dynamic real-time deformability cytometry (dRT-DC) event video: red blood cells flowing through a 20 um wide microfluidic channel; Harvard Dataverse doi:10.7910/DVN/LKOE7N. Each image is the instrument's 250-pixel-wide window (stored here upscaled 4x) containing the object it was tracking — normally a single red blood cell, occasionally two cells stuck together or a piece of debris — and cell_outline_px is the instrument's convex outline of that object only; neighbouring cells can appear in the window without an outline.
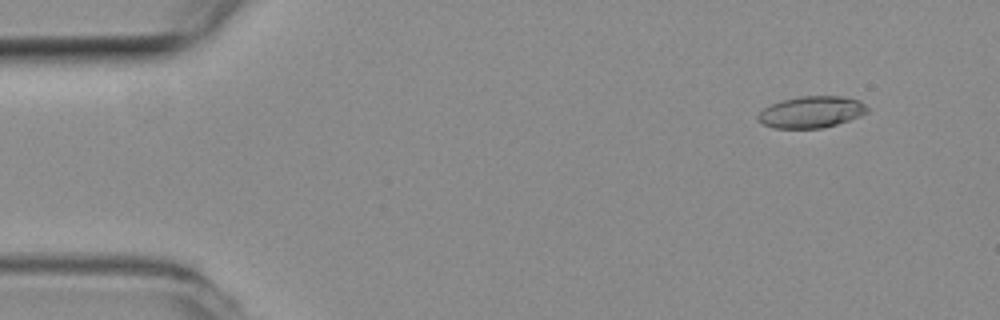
{"species": "common noctule bat (a hibernating species)", "species_latin": "Nyctalus noctula", "temperature_condition": "room temperature", "stored_images_in_passage": 54, "camera_frame_rate_fps": 3000, "um_per_image_px": 0.085, "animal": {"sex": "female", "body_mass_g": 19.3, "forearm_length_mm": 54.1}, "frame": {"image": 1, "passage_image": 5, "time_ms": 1.333, "image_size_px": [1000, 320], "cell_outline_px": [[868, 112], [860, 116], [836, 124], [820, 128], [776, 128], [764, 124], [756, 116], [764, 108], [780, 100], [800, 96], [840, 96], [860, 100], [868, 108]], "centroid_in_image_um": [68.98, 9.51], "position_along_channel_um": 16.0, "area_um2": 19.94}}
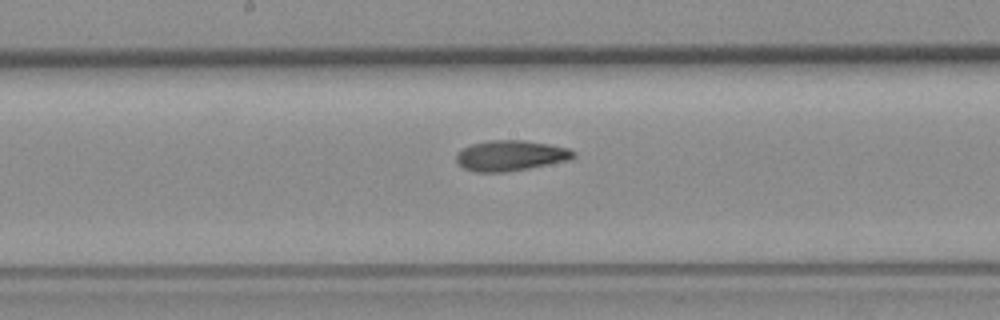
{"frame": {"image": 2, "passage_image": 28, "time_ms": 9.0, "image_size_px": [1000, 320], "cell_outline_px": [[576, 156], [568, 160], [528, 168], [504, 172], [476, 172], [464, 168], [456, 160], [456, 156], [464, 148], [472, 144], [488, 140], [524, 140], [548, 144], [568, 148], [576, 152]], "centroid_in_image_um": [43.42, 13.22], "position_along_channel_um": 204.8, "area_um2": 20.58}}
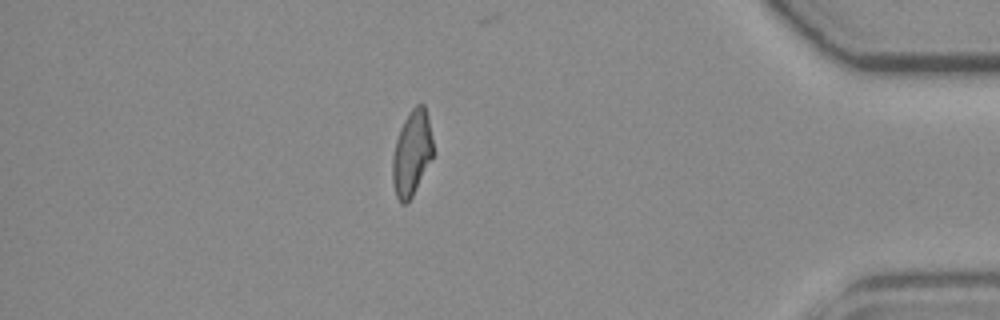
{"frame": {"image": 3, "passage_image": 47, "time_ms": 15.333, "image_size_px": [1000, 320], "cell_outline_px": [[432, 156], [412, 196], [404, 204], [400, 204], [396, 196], [392, 180], [392, 156], [396, 140], [400, 128], [404, 120], [412, 108], [416, 104], [424, 104], [432, 136]], "centroid_in_image_um": [34.97, 13.01], "position_along_channel_um": 400.2, "area_um2": 19.77}, "authors_computed_cell_mechanics": {"area_um2": 20.3456, "velocity_mm_per_s": 3.7664, "shape_relaxation_time_tau1_ms": null, "shape_relaxation_time_tau2_ms": 2.6599, "deformation_change_tau1": null, "deformation_change_tau2": 0.0842}}